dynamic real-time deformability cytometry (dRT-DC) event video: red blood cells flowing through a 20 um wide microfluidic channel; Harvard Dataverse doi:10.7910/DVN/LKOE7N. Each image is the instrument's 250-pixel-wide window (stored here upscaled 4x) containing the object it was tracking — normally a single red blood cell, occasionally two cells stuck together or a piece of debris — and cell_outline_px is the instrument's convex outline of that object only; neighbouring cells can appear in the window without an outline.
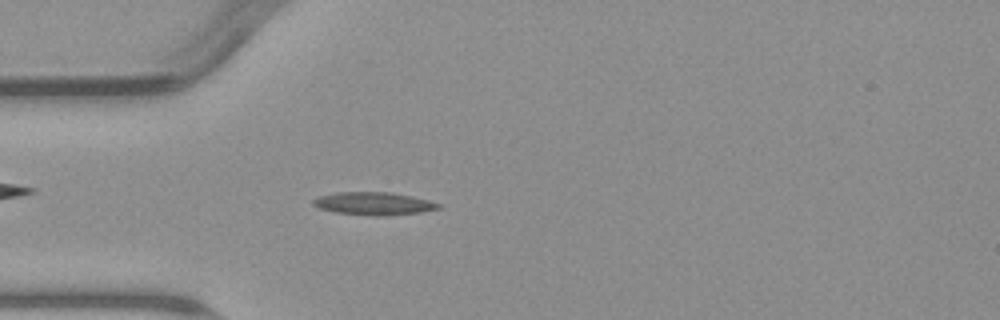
{"species": "common noctule bat (a hibernating species)", "species_latin": "Nyctalus noctula", "temperature_condition": "warm", "stored_images_in_passage": 4, "camera_frame_rate_fps": 3000, "um_per_image_px": 0.085, "animal": {"sex": "male", "body_mass_g": 23.1, "forearm_length_mm": 52.7}, "frame": {"image": 1, "passage_image": 4, "time_ms": 3.667, "image_size_px": [1000, 320], "cell_outline_px": [[440, 208], [420, 212], [376, 216], [336, 212], [320, 208], [312, 204], [312, 200], [320, 196], [336, 192], [392, 192], [412, 196], [428, 200], [440, 204]], "centroid_in_image_um": [31.75, 17.29], "position_along_channel_um": 53.2, "area_um2": 16.42}}